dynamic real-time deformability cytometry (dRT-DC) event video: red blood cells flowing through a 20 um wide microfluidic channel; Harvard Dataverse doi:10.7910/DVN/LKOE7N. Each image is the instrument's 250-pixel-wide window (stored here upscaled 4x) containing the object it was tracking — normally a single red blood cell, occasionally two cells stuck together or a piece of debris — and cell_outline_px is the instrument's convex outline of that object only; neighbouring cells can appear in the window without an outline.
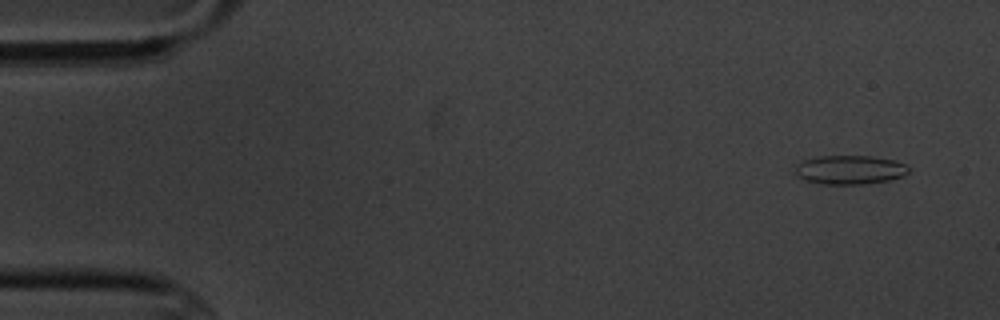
{"species": "common noctule bat (a hibernating species)", "species_latin": "Nyctalus noctula", "temperature_condition": "cold", "stored_images_in_passage": 5, "camera_frame_rate_fps": 3000, "um_per_image_px": 0.085, "animal": {"sex": "male", "body_mass_g": 20.1, "forearm_length_mm": 53.5}, "frame": {"image": 1, "passage_image": 2, "time_ms": 1.0, "image_size_px": [1000, 320], "cell_outline_px": [[908, 172], [904, 176], [888, 180], [864, 184], [820, 184], [796, 176], [796, 164], [804, 160], [816, 156], [872, 156], [896, 160], [904, 164], [908, 168]], "centroid_in_image_um": [72.23, 14.42], "position_along_channel_um": 12.8, "area_um2": 19.13}}
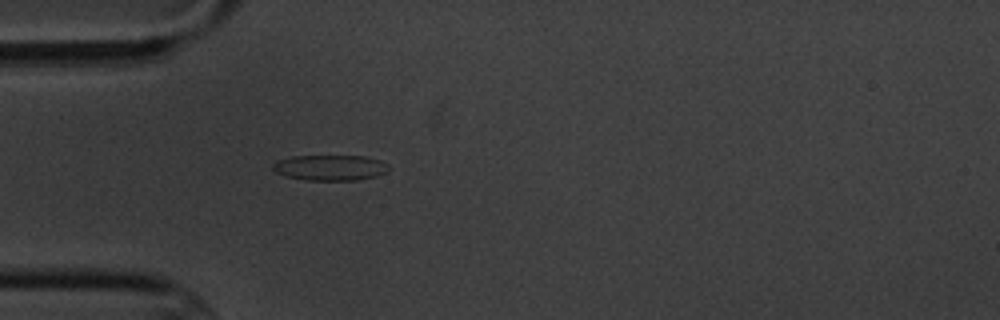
{"frame": {"image": 2, "passage_image": 5, "time_ms": 5.333, "image_size_px": [1000, 320], "cell_outline_px": [[392, 168], [388, 172], [376, 176], [356, 180], [308, 180], [288, 176], [276, 172], [272, 168], [272, 164], [276, 160], [292, 156], [364, 156], [380, 160], [388, 164]], "centroid_in_image_um": [28.11, 14.24], "position_along_channel_um": 56.9, "area_um2": 17.34}}